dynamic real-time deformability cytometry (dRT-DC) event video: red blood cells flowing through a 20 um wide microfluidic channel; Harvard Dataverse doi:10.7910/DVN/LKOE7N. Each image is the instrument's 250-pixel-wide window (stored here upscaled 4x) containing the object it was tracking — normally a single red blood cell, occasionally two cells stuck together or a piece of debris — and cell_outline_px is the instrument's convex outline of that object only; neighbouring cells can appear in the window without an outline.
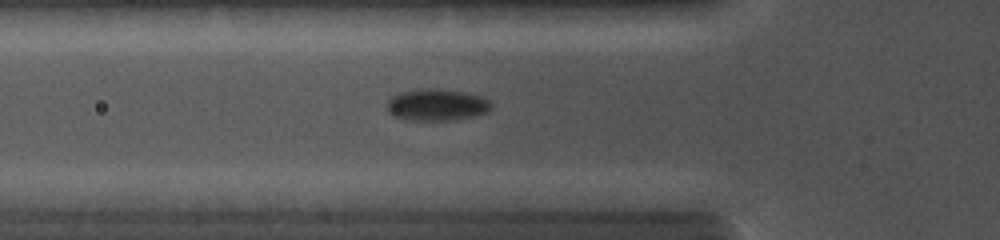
{"species": "common noctule bat (a hibernating species)", "species_latin": "Nyctalus noctula", "temperature_condition": "cold", "stored_images_in_passage": 6, "camera_frame_rate_fps": 5000, "um_per_image_px": 0.085, "animal": {"sex": "female", "body_mass_g": 19.0, "forearm_length_mm": 56.7}, "frame": {"image": 1, "passage_image": 6, "time_ms": 4.2, "image_size_px": [1000, 240], "cell_outline_px": [[492, 108], [488, 112], [456, 120], [408, 120], [392, 116], [388, 112], [388, 100], [392, 96], [400, 92], [424, 88], [432, 88], [468, 92], [480, 96], [488, 100], [492, 104]], "centroid_in_image_um": [37.13, 8.91], "position_along_channel_um": 88.7, "area_um2": 19.42}}